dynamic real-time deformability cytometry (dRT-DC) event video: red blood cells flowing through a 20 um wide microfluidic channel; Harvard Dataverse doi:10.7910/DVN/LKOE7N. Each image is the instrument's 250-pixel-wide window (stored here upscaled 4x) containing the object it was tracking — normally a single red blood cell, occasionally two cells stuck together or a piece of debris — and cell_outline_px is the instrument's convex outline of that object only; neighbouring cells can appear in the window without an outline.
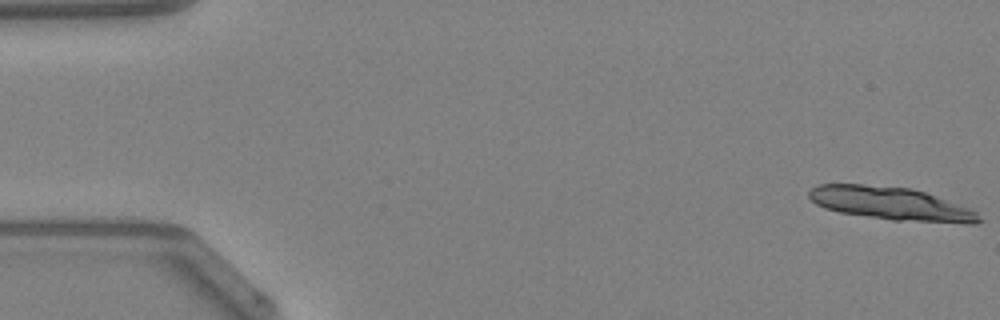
{"species": "Egyptian fruit bat (a non-hibernating species)", "species_latin": "Rousettus aegyptiacus", "temperature_condition": "warm", "stored_images_in_passage": 13, "camera_frame_rate_fps": 3000, "um_per_image_px": 0.085, "animal": {"sex": "female"}, "frame": {"image": 1, "passage_image": 1, "time_ms": 0.0, "image_size_px": [1000, 320], "cell_outline_px": [[984, 220], [976, 224], [968, 224], [892, 220], [840, 212], [824, 208], [816, 204], [808, 196], [808, 192], [816, 184], [860, 184], [912, 188], [972, 208]], "centroid_in_image_um": [75.78, 17.31], "position_along_channel_um": 9.2, "area_um2": 32.95}}